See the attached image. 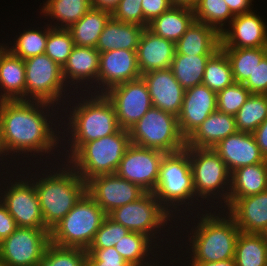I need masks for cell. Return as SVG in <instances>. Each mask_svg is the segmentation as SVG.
<instances>
[{"instance_id":"cell-21","label":"cell","mask_w":267,"mask_h":266,"mask_svg":"<svg viewBox=\"0 0 267 266\" xmlns=\"http://www.w3.org/2000/svg\"><path fill=\"white\" fill-rule=\"evenodd\" d=\"M141 77L147 84L152 106L177 117L182 107L185 90L176 80L171 68L153 70L144 73Z\"/></svg>"},{"instance_id":"cell-15","label":"cell","mask_w":267,"mask_h":266,"mask_svg":"<svg viewBox=\"0 0 267 266\" xmlns=\"http://www.w3.org/2000/svg\"><path fill=\"white\" fill-rule=\"evenodd\" d=\"M164 155L162 151L131 144L123 155L116 174L138 185L145 192L152 193L158 181Z\"/></svg>"},{"instance_id":"cell-29","label":"cell","mask_w":267,"mask_h":266,"mask_svg":"<svg viewBox=\"0 0 267 266\" xmlns=\"http://www.w3.org/2000/svg\"><path fill=\"white\" fill-rule=\"evenodd\" d=\"M145 27L115 20L107 21L99 37L96 49L100 52L126 49L136 51Z\"/></svg>"},{"instance_id":"cell-35","label":"cell","mask_w":267,"mask_h":266,"mask_svg":"<svg viewBox=\"0 0 267 266\" xmlns=\"http://www.w3.org/2000/svg\"><path fill=\"white\" fill-rule=\"evenodd\" d=\"M235 266H265L267 246L260 234L239 233L235 248Z\"/></svg>"},{"instance_id":"cell-43","label":"cell","mask_w":267,"mask_h":266,"mask_svg":"<svg viewBox=\"0 0 267 266\" xmlns=\"http://www.w3.org/2000/svg\"><path fill=\"white\" fill-rule=\"evenodd\" d=\"M250 94L244 84L234 82L217 92V110L235 116Z\"/></svg>"},{"instance_id":"cell-24","label":"cell","mask_w":267,"mask_h":266,"mask_svg":"<svg viewBox=\"0 0 267 266\" xmlns=\"http://www.w3.org/2000/svg\"><path fill=\"white\" fill-rule=\"evenodd\" d=\"M226 211L240 232L261 234L267 229V190L238 198Z\"/></svg>"},{"instance_id":"cell-41","label":"cell","mask_w":267,"mask_h":266,"mask_svg":"<svg viewBox=\"0 0 267 266\" xmlns=\"http://www.w3.org/2000/svg\"><path fill=\"white\" fill-rule=\"evenodd\" d=\"M74 41L68 29L54 28L49 24L45 54L63 67L74 47Z\"/></svg>"},{"instance_id":"cell-40","label":"cell","mask_w":267,"mask_h":266,"mask_svg":"<svg viewBox=\"0 0 267 266\" xmlns=\"http://www.w3.org/2000/svg\"><path fill=\"white\" fill-rule=\"evenodd\" d=\"M46 26L44 30L38 28L24 30L23 33L16 36L18 38L14 40L13 46H6V48L23 60L44 54L49 33V25L47 24Z\"/></svg>"},{"instance_id":"cell-54","label":"cell","mask_w":267,"mask_h":266,"mask_svg":"<svg viewBox=\"0 0 267 266\" xmlns=\"http://www.w3.org/2000/svg\"><path fill=\"white\" fill-rule=\"evenodd\" d=\"M170 1L172 6L185 7L189 9H194L199 3V0H170Z\"/></svg>"},{"instance_id":"cell-13","label":"cell","mask_w":267,"mask_h":266,"mask_svg":"<svg viewBox=\"0 0 267 266\" xmlns=\"http://www.w3.org/2000/svg\"><path fill=\"white\" fill-rule=\"evenodd\" d=\"M20 177L0 191V202L14 218L18 227L49 230L44 223L39 198L32 178ZM26 178V179H25ZM7 188V189H6ZM3 191V193H2ZM3 194V195H2Z\"/></svg>"},{"instance_id":"cell-32","label":"cell","mask_w":267,"mask_h":266,"mask_svg":"<svg viewBox=\"0 0 267 266\" xmlns=\"http://www.w3.org/2000/svg\"><path fill=\"white\" fill-rule=\"evenodd\" d=\"M110 17V12L92 7L79 21L68 28L74 45L96 48L99 37Z\"/></svg>"},{"instance_id":"cell-47","label":"cell","mask_w":267,"mask_h":266,"mask_svg":"<svg viewBox=\"0 0 267 266\" xmlns=\"http://www.w3.org/2000/svg\"><path fill=\"white\" fill-rule=\"evenodd\" d=\"M243 84L251 94H267V54Z\"/></svg>"},{"instance_id":"cell-4","label":"cell","mask_w":267,"mask_h":266,"mask_svg":"<svg viewBox=\"0 0 267 266\" xmlns=\"http://www.w3.org/2000/svg\"><path fill=\"white\" fill-rule=\"evenodd\" d=\"M204 211L205 214L199 212L201 215L197 217L199 222L195 228H191L190 235L192 236L188 235V242L191 243L188 246L191 247L187 248L186 253H191V251L192 253L186 259L191 258L190 263L234 259L236 242L240 233L234 218L222 209H219V214H216V211H213L215 214L207 211V207Z\"/></svg>"},{"instance_id":"cell-11","label":"cell","mask_w":267,"mask_h":266,"mask_svg":"<svg viewBox=\"0 0 267 266\" xmlns=\"http://www.w3.org/2000/svg\"><path fill=\"white\" fill-rule=\"evenodd\" d=\"M107 216L129 231L147 235L157 245L158 243L155 239L159 238L160 231L163 230V227L165 230V225L167 226L168 221L171 222L174 219L161 205L156 196L149 192H145L140 198L131 203L113 209ZM158 233L159 235H156Z\"/></svg>"},{"instance_id":"cell-33","label":"cell","mask_w":267,"mask_h":266,"mask_svg":"<svg viewBox=\"0 0 267 266\" xmlns=\"http://www.w3.org/2000/svg\"><path fill=\"white\" fill-rule=\"evenodd\" d=\"M91 8L90 0H47L41 9V13L51 17L52 20L57 19V24L52 25L50 23L52 27L68 29L79 21Z\"/></svg>"},{"instance_id":"cell-26","label":"cell","mask_w":267,"mask_h":266,"mask_svg":"<svg viewBox=\"0 0 267 266\" xmlns=\"http://www.w3.org/2000/svg\"><path fill=\"white\" fill-rule=\"evenodd\" d=\"M236 132L235 116L216 110L186 140V147L213 149L222 139Z\"/></svg>"},{"instance_id":"cell-14","label":"cell","mask_w":267,"mask_h":266,"mask_svg":"<svg viewBox=\"0 0 267 266\" xmlns=\"http://www.w3.org/2000/svg\"><path fill=\"white\" fill-rule=\"evenodd\" d=\"M104 94L115 108L120 129L129 131L153 107L142 77L114 86Z\"/></svg>"},{"instance_id":"cell-50","label":"cell","mask_w":267,"mask_h":266,"mask_svg":"<svg viewBox=\"0 0 267 266\" xmlns=\"http://www.w3.org/2000/svg\"><path fill=\"white\" fill-rule=\"evenodd\" d=\"M261 154L267 159V119L253 132Z\"/></svg>"},{"instance_id":"cell-55","label":"cell","mask_w":267,"mask_h":266,"mask_svg":"<svg viewBox=\"0 0 267 266\" xmlns=\"http://www.w3.org/2000/svg\"><path fill=\"white\" fill-rule=\"evenodd\" d=\"M260 235L262 236L264 243L267 246V229H265Z\"/></svg>"},{"instance_id":"cell-16","label":"cell","mask_w":267,"mask_h":266,"mask_svg":"<svg viewBox=\"0 0 267 266\" xmlns=\"http://www.w3.org/2000/svg\"><path fill=\"white\" fill-rule=\"evenodd\" d=\"M87 193L106 214L140 198L145 191L115 174L99 175L87 182Z\"/></svg>"},{"instance_id":"cell-18","label":"cell","mask_w":267,"mask_h":266,"mask_svg":"<svg viewBox=\"0 0 267 266\" xmlns=\"http://www.w3.org/2000/svg\"><path fill=\"white\" fill-rule=\"evenodd\" d=\"M217 110V93L201 84L184 92L178 125L182 136L187 140L197 128Z\"/></svg>"},{"instance_id":"cell-53","label":"cell","mask_w":267,"mask_h":266,"mask_svg":"<svg viewBox=\"0 0 267 266\" xmlns=\"http://www.w3.org/2000/svg\"><path fill=\"white\" fill-rule=\"evenodd\" d=\"M189 265L190 266H235V260L228 259V260L219 261V262L189 263L188 266Z\"/></svg>"},{"instance_id":"cell-1","label":"cell","mask_w":267,"mask_h":266,"mask_svg":"<svg viewBox=\"0 0 267 266\" xmlns=\"http://www.w3.org/2000/svg\"><path fill=\"white\" fill-rule=\"evenodd\" d=\"M54 107L42 101H0V149L3 156L6 158L11 153L9 156L15 153L14 156L18 153V156L24 153L29 156L30 152L33 153L32 157L39 155L43 162L41 156H50L55 148H61L63 143L60 139L65 137V133L63 137L60 136L62 132L57 131V127L59 129L62 125L58 123L56 126L51 120V116L57 115L53 112L56 111Z\"/></svg>"},{"instance_id":"cell-39","label":"cell","mask_w":267,"mask_h":266,"mask_svg":"<svg viewBox=\"0 0 267 266\" xmlns=\"http://www.w3.org/2000/svg\"><path fill=\"white\" fill-rule=\"evenodd\" d=\"M193 10L196 21L213 27L219 34L225 30V26H229L234 18L224 0H199Z\"/></svg>"},{"instance_id":"cell-42","label":"cell","mask_w":267,"mask_h":266,"mask_svg":"<svg viewBox=\"0 0 267 266\" xmlns=\"http://www.w3.org/2000/svg\"><path fill=\"white\" fill-rule=\"evenodd\" d=\"M86 256L85 249L50 243L39 266H86Z\"/></svg>"},{"instance_id":"cell-25","label":"cell","mask_w":267,"mask_h":266,"mask_svg":"<svg viewBox=\"0 0 267 266\" xmlns=\"http://www.w3.org/2000/svg\"><path fill=\"white\" fill-rule=\"evenodd\" d=\"M0 91V101L26 100L24 60L6 47L0 53Z\"/></svg>"},{"instance_id":"cell-19","label":"cell","mask_w":267,"mask_h":266,"mask_svg":"<svg viewBox=\"0 0 267 266\" xmlns=\"http://www.w3.org/2000/svg\"><path fill=\"white\" fill-rule=\"evenodd\" d=\"M220 37V48L267 47V26L259 15L250 11L235 15Z\"/></svg>"},{"instance_id":"cell-6","label":"cell","mask_w":267,"mask_h":266,"mask_svg":"<svg viewBox=\"0 0 267 266\" xmlns=\"http://www.w3.org/2000/svg\"><path fill=\"white\" fill-rule=\"evenodd\" d=\"M131 145L128 130L85 143L68 163L87 183L99 175L115 174L127 148Z\"/></svg>"},{"instance_id":"cell-3","label":"cell","mask_w":267,"mask_h":266,"mask_svg":"<svg viewBox=\"0 0 267 266\" xmlns=\"http://www.w3.org/2000/svg\"><path fill=\"white\" fill-rule=\"evenodd\" d=\"M63 163L57 171L53 167L54 171L49 169L50 172L42 173V177L35 173L33 178L36 179L32 178L42 217L49 230L63 219L87 192V183L68 163Z\"/></svg>"},{"instance_id":"cell-10","label":"cell","mask_w":267,"mask_h":266,"mask_svg":"<svg viewBox=\"0 0 267 266\" xmlns=\"http://www.w3.org/2000/svg\"><path fill=\"white\" fill-rule=\"evenodd\" d=\"M24 64L26 100L47 102L60 107L61 103L59 102L61 101L62 106L64 103L67 104L63 100L66 96L68 97L69 92L66 93L68 86L63 78L60 65L45 53L24 60Z\"/></svg>"},{"instance_id":"cell-48","label":"cell","mask_w":267,"mask_h":266,"mask_svg":"<svg viewBox=\"0 0 267 266\" xmlns=\"http://www.w3.org/2000/svg\"><path fill=\"white\" fill-rule=\"evenodd\" d=\"M171 7L170 0H142V12L148 23Z\"/></svg>"},{"instance_id":"cell-8","label":"cell","mask_w":267,"mask_h":266,"mask_svg":"<svg viewBox=\"0 0 267 266\" xmlns=\"http://www.w3.org/2000/svg\"><path fill=\"white\" fill-rule=\"evenodd\" d=\"M185 150L189 153L196 197L202 198L203 202L207 199L206 203L212 198L211 202L216 203V206H213L214 203L208 204H211L209 207L213 210L221 201L219 208L222 209L223 204L225 206L228 203L231 186V172L225 162L210 148L185 147ZM216 198L220 200L215 202Z\"/></svg>"},{"instance_id":"cell-36","label":"cell","mask_w":267,"mask_h":266,"mask_svg":"<svg viewBox=\"0 0 267 266\" xmlns=\"http://www.w3.org/2000/svg\"><path fill=\"white\" fill-rule=\"evenodd\" d=\"M227 55L235 82L243 84L261 59L267 54V47L260 48H221Z\"/></svg>"},{"instance_id":"cell-27","label":"cell","mask_w":267,"mask_h":266,"mask_svg":"<svg viewBox=\"0 0 267 266\" xmlns=\"http://www.w3.org/2000/svg\"><path fill=\"white\" fill-rule=\"evenodd\" d=\"M267 190V159L264 162L244 166L231 172V186L227 210L238 198L258 194ZM226 208V209H225Z\"/></svg>"},{"instance_id":"cell-23","label":"cell","mask_w":267,"mask_h":266,"mask_svg":"<svg viewBox=\"0 0 267 266\" xmlns=\"http://www.w3.org/2000/svg\"><path fill=\"white\" fill-rule=\"evenodd\" d=\"M175 52L174 42L154 34L145 27L136 50L140 74L170 68Z\"/></svg>"},{"instance_id":"cell-20","label":"cell","mask_w":267,"mask_h":266,"mask_svg":"<svg viewBox=\"0 0 267 266\" xmlns=\"http://www.w3.org/2000/svg\"><path fill=\"white\" fill-rule=\"evenodd\" d=\"M99 56L100 52L94 47L74 46L70 56L62 67L63 78L67 86L73 88L74 91L79 87V89L83 92H96L97 94ZM93 83L96 85H94ZM73 85H75V88L73 87ZM81 85L82 88H87L88 86L87 90L86 88L84 90L81 89ZM91 88H93L92 91L94 90V92L91 91Z\"/></svg>"},{"instance_id":"cell-49","label":"cell","mask_w":267,"mask_h":266,"mask_svg":"<svg viewBox=\"0 0 267 266\" xmlns=\"http://www.w3.org/2000/svg\"><path fill=\"white\" fill-rule=\"evenodd\" d=\"M17 228L16 221L0 202V242L9 237Z\"/></svg>"},{"instance_id":"cell-37","label":"cell","mask_w":267,"mask_h":266,"mask_svg":"<svg viewBox=\"0 0 267 266\" xmlns=\"http://www.w3.org/2000/svg\"><path fill=\"white\" fill-rule=\"evenodd\" d=\"M234 82L231 63L220 48L207 61L202 84L217 93Z\"/></svg>"},{"instance_id":"cell-28","label":"cell","mask_w":267,"mask_h":266,"mask_svg":"<svg viewBox=\"0 0 267 266\" xmlns=\"http://www.w3.org/2000/svg\"><path fill=\"white\" fill-rule=\"evenodd\" d=\"M220 44V34L213 27L195 20L175 44V54L212 56Z\"/></svg>"},{"instance_id":"cell-31","label":"cell","mask_w":267,"mask_h":266,"mask_svg":"<svg viewBox=\"0 0 267 266\" xmlns=\"http://www.w3.org/2000/svg\"><path fill=\"white\" fill-rule=\"evenodd\" d=\"M153 242L154 241H152L150 237L143 233L130 231L114 245V248L131 266H159V262L157 260H154V262L151 261L150 258L152 257L149 256L151 254L153 257L158 258L157 256H154L158 255V253L156 254L153 248L159 249L161 245H157Z\"/></svg>"},{"instance_id":"cell-9","label":"cell","mask_w":267,"mask_h":266,"mask_svg":"<svg viewBox=\"0 0 267 266\" xmlns=\"http://www.w3.org/2000/svg\"><path fill=\"white\" fill-rule=\"evenodd\" d=\"M131 144L172 154L186 147L175 115L151 107L129 130Z\"/></svg>"},{"instance_id":"cell-17","label":"cell","mask_w":267,"mask_h":266,"mask_svg":"<svg viewBox=\"0 0 267 266\" xmlns=\"http://www.w3.org/2000/svg\"><path fill=\"white\" fill-rule=\"evenodd\" d=\"M141 78L136 51L118 49L100 53L97 94L110 88Z\"/></svg>"},{"instance_id":"cell-57","label":"cell","mask_w":267,"mask_h":266,"mask_svg":"<svg viewBox=\"0 0 267 266\" xmlns=\"http://www.w3.org/2000/svg\"><path fill=\"white\" fill-rule=\"evenodd\" d=\"M0 157L2 158L3 157V154H2V151H1V149H0ZM0 158V161H4V158L5 157H3L2 159Z\"/></svg>"},{"instance_id":"cell-44","label":"cell","mask_w":267,"mask_h":266,"mask_svg":"<svg viewBox=\"0 0 267 266\" xmlns=\"http://www.w3.org/2000/svg\"><path fill=\"white\" fill-rule=\"evenodd\" d=\"M130 231L119 223L106 216L95 233L94 239L88 249H105L114 247Z\"/></svg>"},{"instance_id":"cell-5","label":"cell","mask_w":267,"mask_h":266,"mask_svg":"<svg viewBox=\"0 0 267 266\" xmlns=\"http://www.w3.org/2000/svg\"><path fill=\"white\" fill-rule=\"evenodd\" d=\"M152 193L173 218L177 215L176 219L183 217L182 214L178 216L180 213L178 211L181 210L180 205H184L180 206L182 208L188 206L186 209L189 211L191 206L195 208L197 201L201 202L195 194L189 153L185 149L164 155L158 181ZM194 200L195 204L192 205Z\"/></svg>"},{"instance_id":"cell-51","label":"cell","mask_w":267,"mask_h":266,"mask_svg":"<svg viewBox=\"0 0 267 266\" xmlns=\"http://www.w3.org/2000/svg\"><path fill=\"white\" fill-rule=\"evenodd\" d=\"M231 11L235 15L243 14L252 11L251 5L253 0H224Z\"/></svg>"},{"instance_id":"cell-2","label":"cell","mask_w":267,"mask_h":266,"mask_svg":"<svg viewBox=\"0 0 267 266\" xmlns=\"http://www.w3.org/2000/svg\"><path fill=\"white\" fill-rule=\"evenodd\" d=\"M83 92L84 98L79 97L78 103H75L69 111V115H65L67 122L63 128L66 131V137L70 135L67 141L69 150L64 148L66 152V162L87 142L97 140L108 135L116 133L120 128L117 123L116 112L111 101L105 96V94ZM94 95V96H93ZM86 96V97H85ZM87 98V99H86ZM69 119V120H68ZM68 130V131H67ZM68 133V134H67ZM70 133V134H69ZM70 145V146H69ZM70 151V152H69ZM68 152V153H67ZM67 156V158H66Z\"/></svg>"},{"instance_id":"cell-52","label":"cell","mask_w":267,"mask_h":266,"mask_svg":"<svg viewBox=\"0 0 267 266\" xmlns=\"http://www.w3.org/2000/svg\"><path fill=\"white\" fill-rule=\"evenodd\" d=\"M90 2L93 8L108 11L112 14L120 0H90Z\"/></svg>"},{"instance_id":"cell-34","label":"cell","mask_w":267,"mask_h":266,"mask_svg":"<svg viewBox=\"0 0 267 266\" xmlns=\"http://www.w3.org/2000/svg\"><path fill=\"white\" fill-rule=\"evenodd\" d=\"M211 56L175 54L171 70L184 90L201 85L205 66Z\"/></svg>"},{"instance_id":"cell-30","label":"cell","mask_w":267,"mask_h":266,"mask_svg":"<svg viewBox=\"0 0 267 266\" xmlns=\"http://www.w3.org/2000/svg\"><path fill=\"white\" fill-rule=\"evenodd\" d=\"M194 21L193 9L172 6L160 16L154 18L147 28L154 34L176 44Z\"/></svg>"},{"instance_id":"cell-56","label":"cell","mask_w":267,"mask_h":266,"mask_svg":"<svg viewBox=\"0 0 267 266\" xmlns=\"http://www.w3.org/2000/svg\"><path fill=\"white\" fill-rule=\"evenodd\" d=\"M5 47H6V45H3V44L0 45V53L2 52V50H3Z\"/></svg>"},{"instance_id":"cell-22","label":"cell","mask_w":267,"mask_h":266,"mask_svg":"<svg viewBox=\"0 0 267 266\" xmlns=\"http://www.w3.org/2000/svg\"><path fill=\"white\" fill-rule=\"evenodd\" d=\"M213 150L225 162L230 172L266 160L260 152L253 133L237 131L222 139Z\"/></svg>"},{"instance_id":"cell-46","label":"cell","mask_w":267,"mask_h":266,"mask_svg":"<svg viewBox=\"0 0 267 266\" xmlns=\"http://www.w3.org/2000/svg\"><path fill=\"white\" fill-rule=\"evenodd\" d=\"M86 266H131L114 247L87 249Z\"/></svg>"},{"instance_id":"cell-45","label":"cell","mask_w":267,"mask_h":266,"mask_svg":"<svg viewBox=\"0 0 267 266\" xmlns=\"http://www.w3.org/2000/svg\"><path fill=\"white\" fill-rule=\"evenodd\" d=\"M111 16L124 23H133L143 27H148V22L144 19L142 12V0H120L119 5Z\"/></svg>"},{"instance_id":"cell-38","label":"cell","mask_w":267,"mask_h":266,"mask_svg":"<svg viewBox=\"0 0 267 266\" xmlns=\"http://www.w3.org/2000/svg\"><path fill=\"white\" fill-rule=\"evenodd\" d=\"M267 119V94H250L235 115L238 132L253 133Z\"/></svg>"},{"instance_id":"cell-12","label":"cell","mask_w":267,"mask_h":266,"mask_svg":"<svg viewBox=\"0 0 267 266\" xmlns=\"http://www.w3.org/2000/svg\"><path fill=\"white\" fill-rule=\"evenodd\" d=\"M50 230L18 227L0 242L3 266H39L51 243Z\"/></svg>"},{"instance_id":"cell-7","label":"cell","mask_w":267,"mask_h":266,"mask_svg":"<svg viewBox=\"0 0 267 266\" xmlns=\"http://www.w3.org/2000/svg\"><path fill=\"white\" fill-rule=\"evenodd\" d=\"M107 214L86 192L50 230V241L61 247L87 250Z\"/></svg>"}]
</instances>
